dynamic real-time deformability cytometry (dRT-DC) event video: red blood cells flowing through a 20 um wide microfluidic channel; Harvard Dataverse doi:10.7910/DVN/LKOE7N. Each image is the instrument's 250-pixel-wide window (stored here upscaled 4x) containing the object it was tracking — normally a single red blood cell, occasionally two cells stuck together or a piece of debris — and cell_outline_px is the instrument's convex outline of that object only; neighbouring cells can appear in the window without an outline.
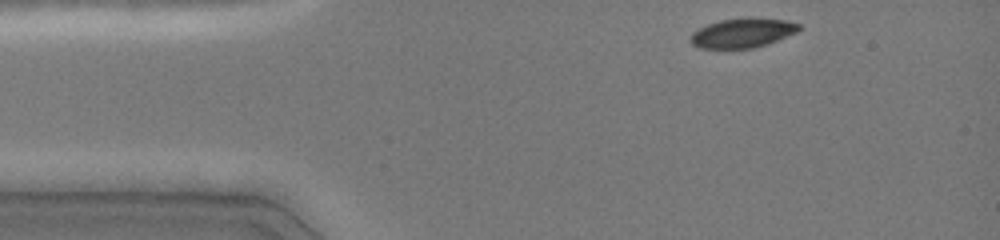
{"species": "common noctule bat (a hibernating species)", "species_latin": "Nyctalus noctula", "temperature_condition": "cold", "stored_images_in_passage": 37, "camera_frame_rate_fps": 3000, "um_per_image_px": 0.085, "animal": {"sex": "female", "body_mass_g": 19.0, "forearm_length_mm": 51.5}, "frame": {"image": 1, "passage_image": 1, "time_ms": 0.0, "image_size_px": [1000, 240], "cell_outline_px": [[800, 28], [796, 32], [768, 44], [752, 48], [700, 48], [692, 44], [692, 32], [708, 24], [720, 20], [748, 16], [784, 20], [800, 24]], "centroid_in_image_um": [63.13, 2.78], "position_along_channel_um": 21.9, "area_um2": 18.55}}
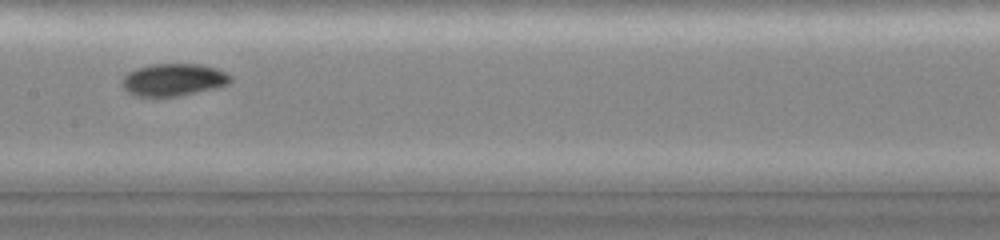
{"frame": {"image": 2, "passage_image": 18, "time_ms": 5.667, "image_size_px": [1000, 240], "cell_outline_px": [[232, 80], [228, 84], [216, 88], [180, 96], [156, 100], [136, 96], [128, 92], [120, 84], [124, 76], [128, 72], [136, 68], [152, 64], [200, 64], [216, 68], [232, 76]], "centroid_in_image_um": [14.7, 6.82], "position_along_channel_um": 192.7, "area_um2": 21.15}}
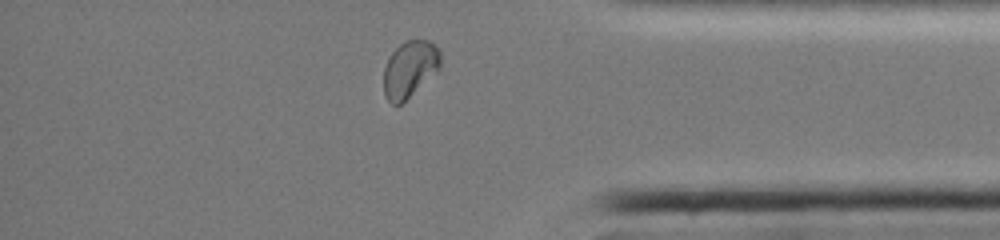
{"frame": {"image": 3, "passage_image": 34, "time_ms": 11.0, "image_size_px": [1000, 240], "cell_outline_px": [[440, 68], [400, 104], [392, 104], [384, 96], [384, 68], [392, 52], [400, 44], [408, 40], [428, 40], [440, 48]], "centroid_in_image_um": [34.83, 5.84], "position_along_channel_um": 400.4, "area_um2": 18.38}, "authors_computed_cell_mechanics": {"area_um2": 19.7676, "velocity_mm_per_s": 4.0528, "shape_relaxation_time_tau1_ms": 3.4697, "shape_relaxation_time_tau2_ms": null, "deformation_change_tau1": 0.1235, "deformation_change_tau2": null}}